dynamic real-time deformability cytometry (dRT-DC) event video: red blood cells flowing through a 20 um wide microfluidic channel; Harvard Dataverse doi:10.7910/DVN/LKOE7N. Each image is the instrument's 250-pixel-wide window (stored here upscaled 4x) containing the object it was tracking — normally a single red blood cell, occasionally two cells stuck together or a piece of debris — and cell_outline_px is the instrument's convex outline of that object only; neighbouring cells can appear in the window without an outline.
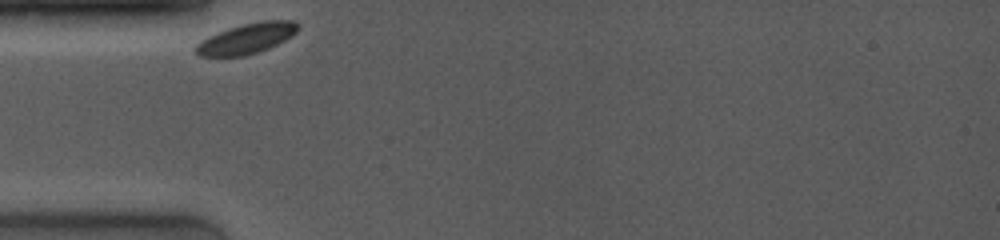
{"species": "common noctule bat (a hibernating species)", "species_latin": "Nyctalus noctula", "temperature_condition": "room temperature", "stored_images_in_passage": 35, "camera_frame_rate_fps": 4000, "um_per_image_px": 0.085, "animal": {"sex": "female", "body_mass_g": 19.0, "forearm_length_mm": 53.3}, "frame": {"image": 1, "passage_image": 1, "time_ms": 0.0, "image_size_px": [1000, 240], "cell_outline_px": [[300, 28], [292, 36], [268, 48], [244, 56], [200, 56], [192, 48], [200, 40], [216, 32], [240, 24], [260, 20], [292, 20], [300, 24]], "centroid_in_image_um": [20.95, 3.25], "position_along_channel_um": 64.1, "area_um2": 18.32}}
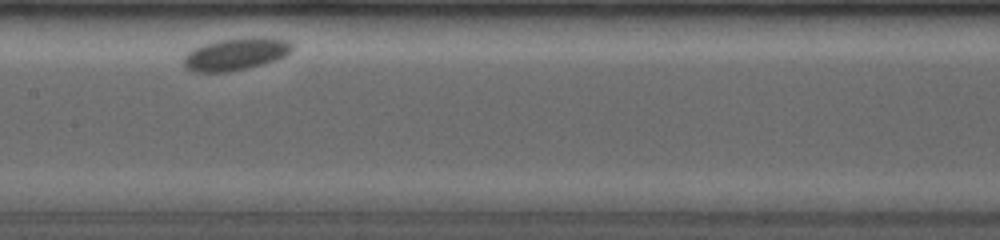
{"frame": {"image": 2, "passage_image": 12, "time_ms": 3.75, "image_size_px": [1000, 240], "cell_outline_px": [[296, 48], [292, 52], [276, 60], [264, 64], [248, 68], [228, 72], [192, 72], [184, 68], [184, 56], [192, 48], [204, 44], [220, 40], [288, 40]], "centroid_in_image_um": [19.99, 4.67], "position_along_channel_um": 187.4, "area_um2": 19.77}}
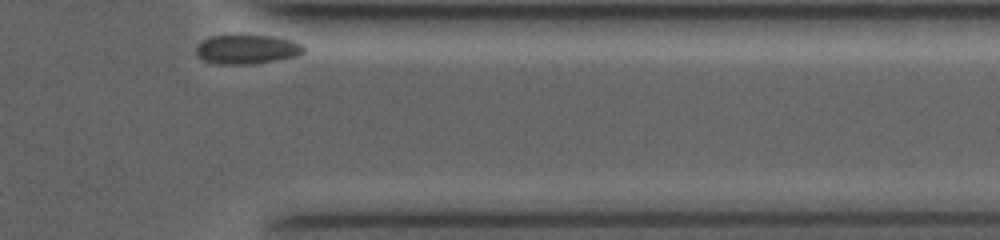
{"frame": {"image": 3, "passage_image": 35, "time_ms": 9.75, "image_size_px": [1000, 240], "cell_outline_px": [[304, 52], [300, 56], [252, 64], [220, 64], [204, 60], [196, 52], [196, 48], [204, 40], [212, 36], [276, 36], [292, 40], [304, 44]], "centroid_in_image_um": [21.09, 4.2], "position_along_channel_um": 390.3, "area_um2": 18.15}}